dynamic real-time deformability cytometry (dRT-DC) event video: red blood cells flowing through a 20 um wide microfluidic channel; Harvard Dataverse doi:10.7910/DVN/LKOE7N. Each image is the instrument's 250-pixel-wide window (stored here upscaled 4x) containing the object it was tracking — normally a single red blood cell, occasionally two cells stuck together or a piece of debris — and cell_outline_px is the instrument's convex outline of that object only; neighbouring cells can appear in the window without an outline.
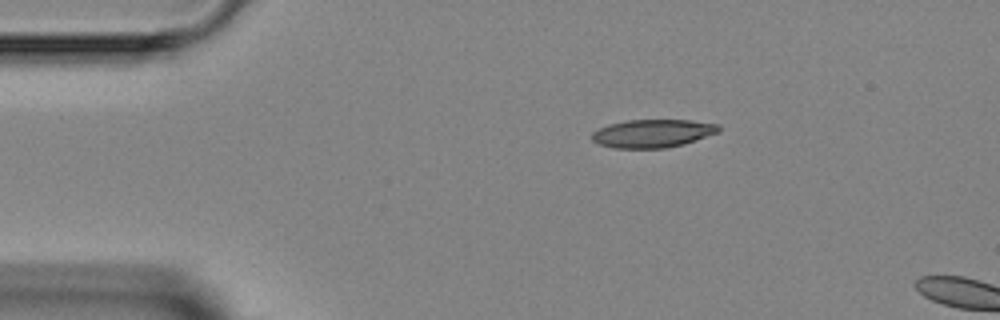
{"species": "Egyptian fruit bat (a non-hibernating species)", "species_latin": "Rousettus aegyptiacus", "temperature_condition": "room temperature", "stored_images_in_passage": 2, "camera_frame_rate_fps": 3000, "um_per_image_px": 0.085, "animal": {"sex": "female"}, "frame": {"image": 1, "passage_image": 1, "time_ms": 0.0, "image_size_px": [1000, 320], "cell_outline_px": [[720, 132], [684, 144], [664, 148], [616, 148], [600, 144], [592, 140], [592, 132], [608, 124], [628, 120], [688, 120], [720, 124]], "centroid_in_image_um": [55.51, 11.33], "position_along_channel_um": 29.5, "area_um2": 20.75}}